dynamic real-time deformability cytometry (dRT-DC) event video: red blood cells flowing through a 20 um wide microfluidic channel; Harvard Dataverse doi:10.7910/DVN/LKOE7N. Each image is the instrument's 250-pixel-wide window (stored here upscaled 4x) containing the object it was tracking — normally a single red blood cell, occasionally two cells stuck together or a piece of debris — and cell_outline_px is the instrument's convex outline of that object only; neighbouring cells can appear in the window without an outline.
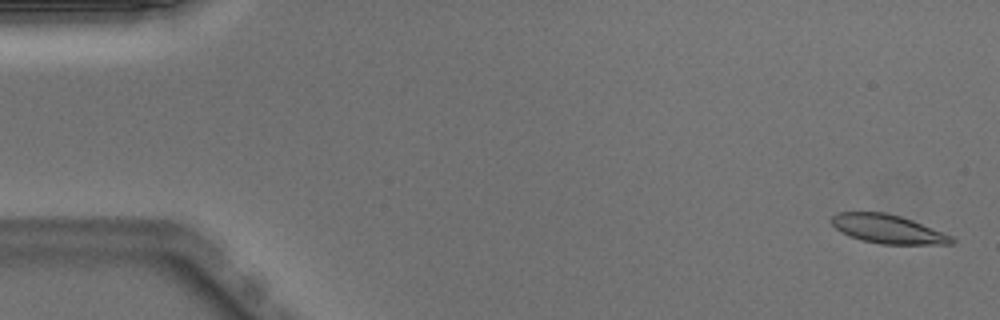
{"species": "Egyptian fruit bat (a non-hibernating species)", "species_latin": "Rousettus aegyptiacus", "temperature_condition": "warm", "stored_images_in_passage": 51, "camera_frame_rate_fps": 3000, "um_per_image_px": 0.085, "animal": {"sex": "male"}, "frame": {"image": 1, "passage_image": 2, "time_ms": 0.333, "image_size_px": [1000, 320], "cell_outline_px": [[956, 240], [952, 244], [880, 244], [860, 240], [848, 236], [840, 232], [832, 224], [832, 216], [840, 212], [884, 212], [900, 216], [912, 220], [952, 236]], "centroid_in_image_um": [75.45, 19.48], "position_along_channel_um": 9.6, "area_um2": 20.06}}
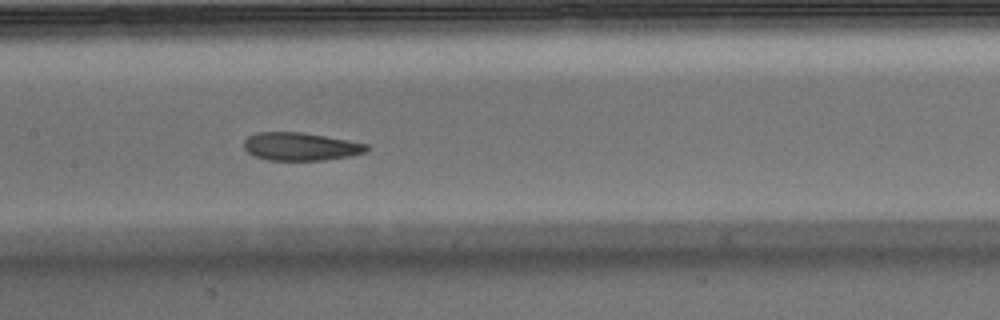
{"frame": {"image": 2, "passage_image": 25, "time_ms": 8.0, "image_size_px": [1000, 320], "cell_outline_px": [[368, 148], [364, 152], [352, 156], [324, 160], [268, 160], [256, 156], [248, 152], [244, 148], [244, 140], [248, 136], [256, 132], [304, 132], [348, 140], [368, 144]], "centroid_in_image_um": [25.55, 12.45], "position_along_channel_um": 181.9, "area_um2": 20.06}}
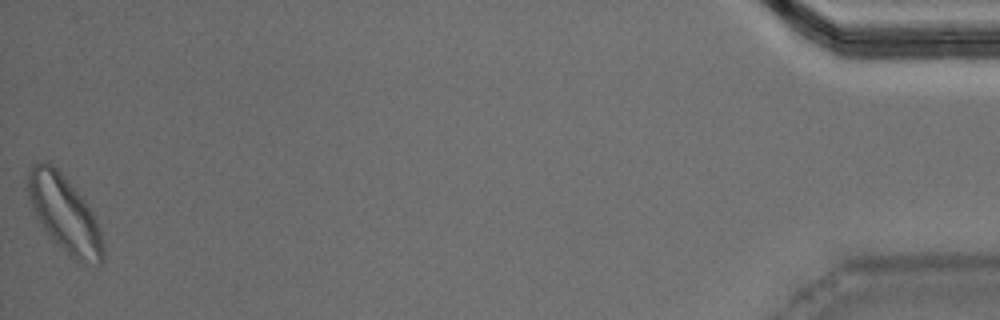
{"frame": {"image": 3, "passage_image": 51, "time_ms": 16.667, "image_size_px": [1000, 320], "cell_outline_px": [[104, 260], [100, 264], [96, 264], [72, 260], [48, 236], [32, 212], [24, 188], [28, 172], [32, 164], [36, 160], [48, 160], [64, 176], [84, 200], [92, 212], [96, 220], [100, 232], [104, 248]], "centroid_in_image_um": [5.4, 18.15], "position_along_channel_um": 429.8, "area_um2": 34.28}, "authors_computed_cell_mechanics": {"area_um2": 20.9814, "velocity_mm_per_s": 3.964, "shape_relaxation_time_tau1_ms": 3.6824, "shape_relaxation_time_tau2_ms": 2.887, "deformation_change_tau1": 0.151, "deformation_change_tau2": 0.092}}